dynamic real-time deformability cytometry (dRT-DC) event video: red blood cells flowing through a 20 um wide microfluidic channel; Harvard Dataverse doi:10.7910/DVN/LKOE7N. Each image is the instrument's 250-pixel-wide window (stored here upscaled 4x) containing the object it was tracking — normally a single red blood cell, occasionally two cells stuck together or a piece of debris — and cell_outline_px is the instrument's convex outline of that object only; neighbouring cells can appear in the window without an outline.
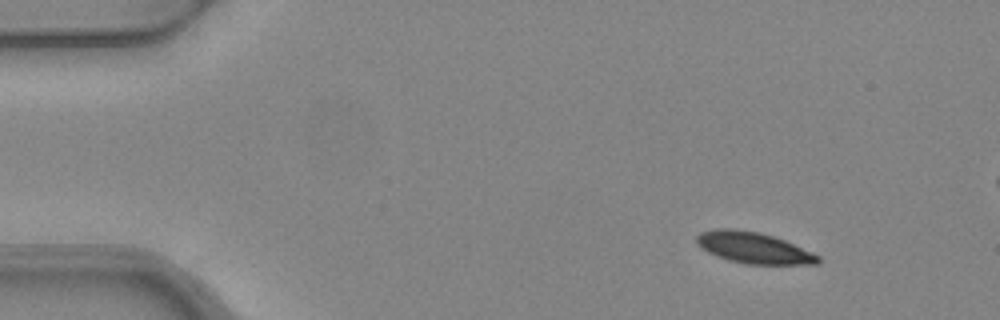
{"species": "common noctule bat (a hibernating species)", "species_latin": "Nyctalus noctula", "temperature_condition": "warm", "stored_images_in_passage": 5, "camera_frame_rate_fps": 3000, "um_per_image_px": 0.085, "animal": {"sex": "female", "body_mass_g": 24.6, "forearm_length_mm": 56.2}, "frame": {"image": 1, "passage_image": 1, "time_ms": 0.0, "image_size_px": [1000, 320], "cell_outline_px": [[820, 264], [748, 264], [728, 260], [708, 252], [696, 240], [696, 236], [700, 232], [720, 228], [736, 228], [760, 232], [784, 240], [812, 252], [820, 256]], "centroid_in_image_um": [64.08, 21.05], "position_along_channel_um": 20.9, "area_um2": 21.91}}
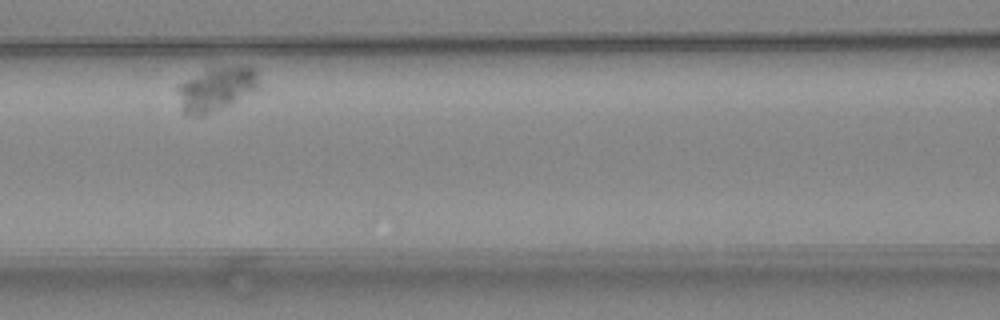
{"frame": {"image": 2, "passage_image": 4, "time_ms": 1.0, "image_size_px": [1000, 320], "cell_outline_px": [[260, 92], [224, 108], [204, 116], [192, 116], [184, 112], [176, 92], [176, 88], [180, 84], [188, 80], [216, 68], [232, 64], [244, 64], [256, 68], [260, 88]], "centroid_in_image_um": [18.53, 7.58], "position_along_channel_um": 148.1, "area_um2": 21.39}}
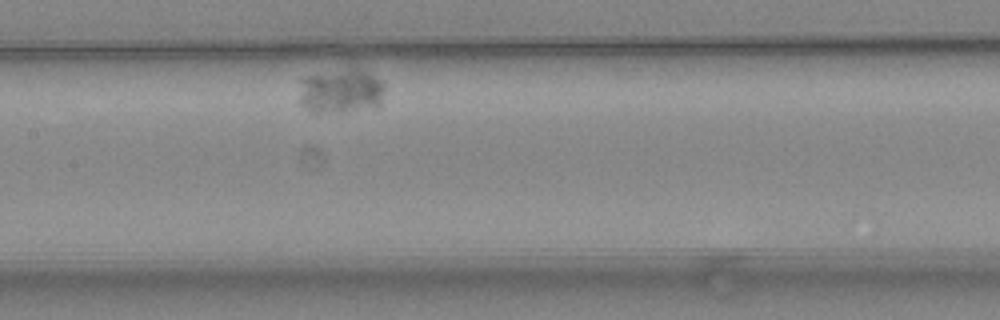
{"frame": {"image": 3, "passage_image": 5, "time_ms": 1.333, "image_size_px": [1000, 320], "cell_outline_px": [[384, 92], [380, 108], [320, 112], [316, 112], [300, 104], [300, 76], [336, 72], [368, 72], [380, 80], [384, 84]], "centroid_in_image_um": [28.99, 7.79], "position_along_channel_um": 178.4, "area_um2": 21.44}}